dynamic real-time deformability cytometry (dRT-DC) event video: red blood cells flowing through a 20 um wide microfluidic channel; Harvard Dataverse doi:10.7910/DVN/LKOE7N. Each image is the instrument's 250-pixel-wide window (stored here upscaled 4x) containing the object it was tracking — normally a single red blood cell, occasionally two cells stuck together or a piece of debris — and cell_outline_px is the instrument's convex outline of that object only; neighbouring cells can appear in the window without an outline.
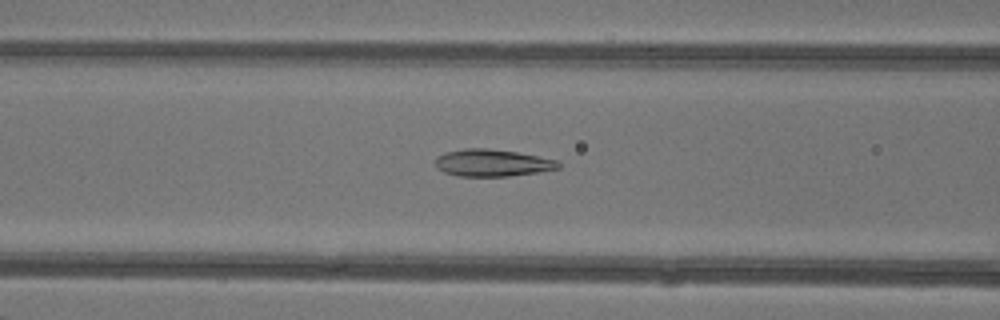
{"species": "common noctule bat (a hibernating species)", "species_latin": "Nyctalus noctula", "temperature_condition": "warm", "stored_images_in_passage": 47, "camera_frame_rate_fps": 3000, "um_per_image_px": 0.085, "animal": {"sex": "female"}, "frame": {"image": 1, "passage_image": 20, "time_ms": 6.333, "image_size_px": [1000, 320], "cell_outline_px": [[560, 168], [536, 172], [508, 176], [460, 176], [444, 172], [436, 168], [436, 156], [444, 152], [464, 148], [488, 148], [516, 152], [556, 160], [560, 164]], "centroid_in_image_um": [41.79, 13.83], "position_along_channel_um": 124.8, "area_um2": 19.31}}
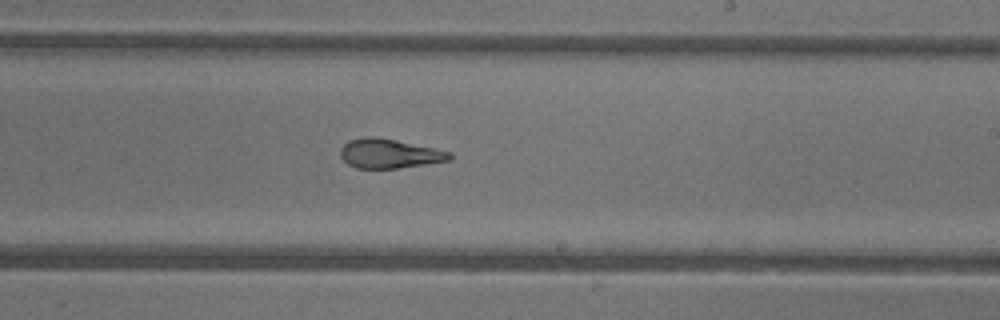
{"frame": {"image": 2, "passage_image": 29, "time_ms": 9.333, "image_size_px": [1000, 320], "cell_outline_px": [[452, 160], [396, 168], [356, 168], [348, 164], [340, 156], [340, 148], [348, 140], [368, 136], [376, 136], [396, 140], [432, 148], [448, 152], [452, 156]], "centroid_in_image_um": [33.03, 13.05], "position_along_channel_um": 256.0, "area_um2": 18.44}}
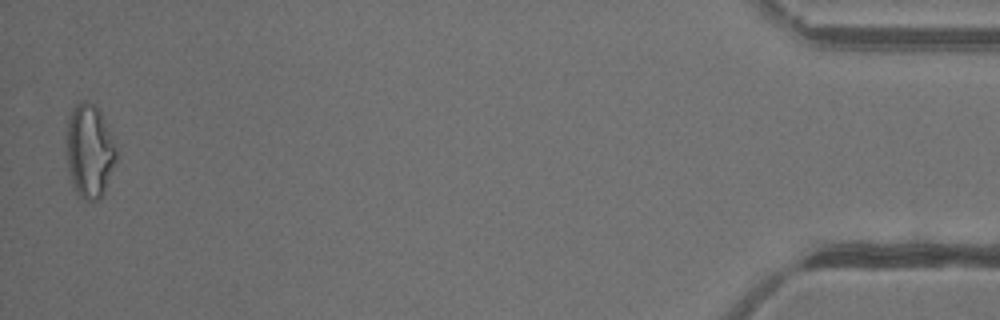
{"frame": {"image": 3, "passage_image": 47, "time_ms": 15.333, "image_size_px": [1000, 320], "cell_outline_px": [[116, 160], [104, 192], [100, 200], [84, 200], [76, 192], [72, 184], [68, 172], [64, 136], [68, 116], [72, 108], [80, 100], [84, 100], [96, 104], [100, 108], [108, 124], [116, 148]], "centroid_in_image_um": [7.57, 12.77], "position_along_channel_um": 427.6, "area_um2": 28.15}, "authors_computed_cell_mechanics": {"area_um2": 21.1548, "velocity_mm_per_s": 4.3671, "shape_relaxation_time_tau1_ms": 11.0272, "shape_relaxation_time_tau2_ms": 1.7542, "deformation_change_tau1": 0.2884, "deformation_change_tau2": 0.0804}}